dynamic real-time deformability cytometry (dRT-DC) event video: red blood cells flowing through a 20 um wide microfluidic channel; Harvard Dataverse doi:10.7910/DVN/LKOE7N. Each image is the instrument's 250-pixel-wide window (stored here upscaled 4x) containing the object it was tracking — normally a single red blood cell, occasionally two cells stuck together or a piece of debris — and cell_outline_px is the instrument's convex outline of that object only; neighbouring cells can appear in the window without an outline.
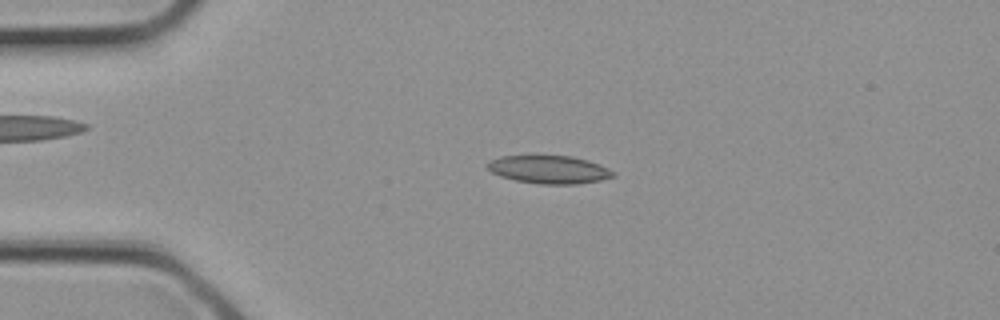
{"species": "common noctule bat (a hibernating species)", "species_latin": "Nyctalus noctula", "temperature_condition": "cold", "stored_images_in_passage": 3, "camera_frame_rate_fps": 3000, "um_per_image_px": 0.085, "animal": {"sex": "female", "body_mass_g": 21.9}, "frame": {"image": 1, "passage_image": 2, "time_ms": 0.333, "image_size_px": [1000, 320], "cell_outline_px": [[616, 176], [600, 180], [576, 184], [540, 184], [516, 180], [500, 176], [492, 172], [484, 164], [488, 160], [500, 156], [572, 156], [588, 160], [608, 168], [616, 172]], "centroid_in_image_um": [46.66, 14.41], "position_along_channel_um": 38.3, "area_um2": 20.58}}
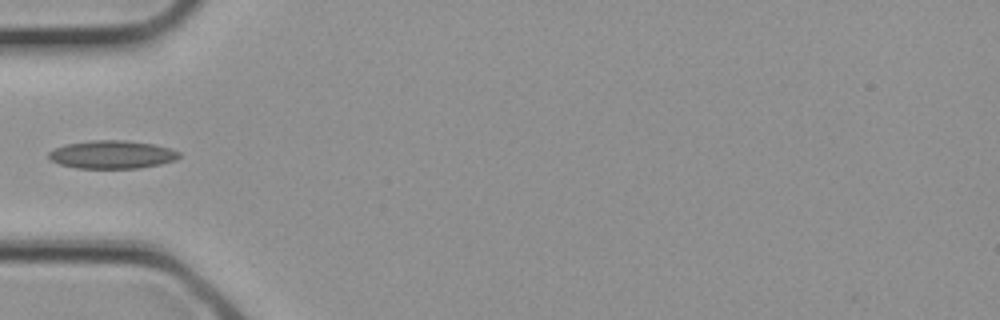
{"frame": {"image": 2, "passage_image": 3, "time_ms": 0.667, "image_size_px": [1000, 320], "cell_outline_px": [[180, 156], [176, 160], [160, 164], [140, 168], [76, 168], [60, 164], [52, 160], [48, 156], [48, 152], [64, 144], [88, 140], [124, 140], [156, 144], [180, 152]], "centroid_in_image_um": [9.53, 13.13], "position_along_channel_um": 75.5, "area_um2": 21.44}}